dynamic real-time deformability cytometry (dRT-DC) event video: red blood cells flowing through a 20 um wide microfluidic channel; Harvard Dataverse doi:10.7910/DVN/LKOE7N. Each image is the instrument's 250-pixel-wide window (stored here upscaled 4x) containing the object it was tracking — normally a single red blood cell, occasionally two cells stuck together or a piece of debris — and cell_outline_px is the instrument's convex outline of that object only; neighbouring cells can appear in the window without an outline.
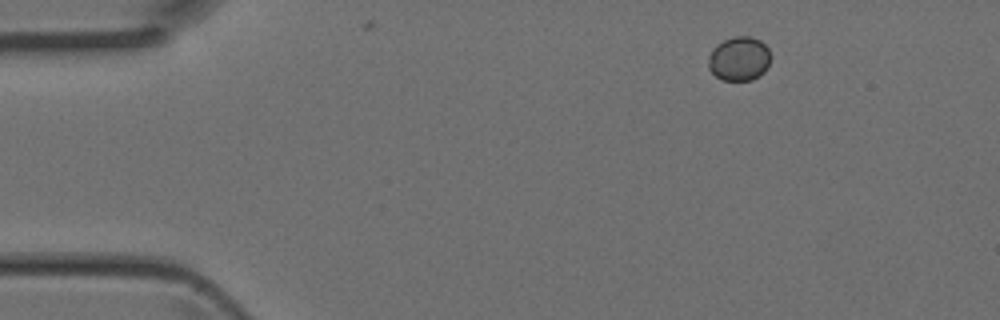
{"species": "Egyptian fruit bat (a non-hibernating species)", "species_latin": "Rousettus aegyptiacus", "temperature_condition": "room temperature", "stored_images_in_passage": 3, "camera_frame_rate_fps": 3000, "um_per_image_px": 0.085, "animal": {"sex": "female"}, "frame": {"image": 1, "passage_image": 1, "time_ms": 0.0, "image_size_px": [1000, 320], "cell_outline_px": [[768, 68], [760, 76], [752, 80], [720, 80], [708, 68], [708, 56], [712, 48], [716, 44], [724, 40], [736, 36], [748, 36], [760, 40], [768, 48]], "centroid_in_image_um": [62.79, 5.0], "position_along_channel_um": 22.2, "area_um2": 16.07}}